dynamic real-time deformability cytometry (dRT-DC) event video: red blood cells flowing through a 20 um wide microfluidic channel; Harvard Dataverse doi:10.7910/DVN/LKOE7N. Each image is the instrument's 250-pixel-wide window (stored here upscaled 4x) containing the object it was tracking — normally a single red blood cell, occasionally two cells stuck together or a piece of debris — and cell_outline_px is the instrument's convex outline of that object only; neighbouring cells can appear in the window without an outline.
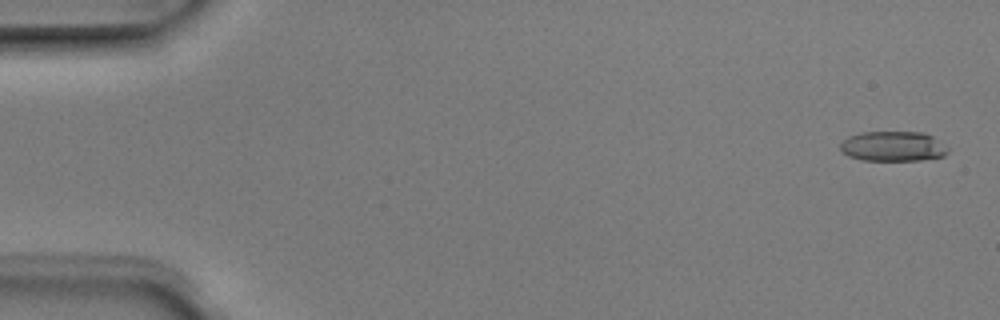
{"species": "Egyptian fruit bat (a non-hibernating species)", "species_latin": "Rousettus aegyptiacus", "temperature_condition": "room temperature", "stored_images_in_passage": 5, "camera_frame_rate_fps": 3000, "um_per_image_px": 0.085, "animal": {"sex": "male"}, "frame": {"image": 1, "passage_image": 1, "time_ms": 0.0, "image_size_px": [1000, 320], "cell_outline_px": [[948, 152], [944, 156], [920, 160], [860, 160], [848, 156], [840, 152], [840, 144], [848, 136], [860, 132], [924, 132], [940, 140], [948, 148]], "centroid_in_image_um": [75.89, 12.43], "position_along_channel_um": 9.1, "area_um2": 19.02}}
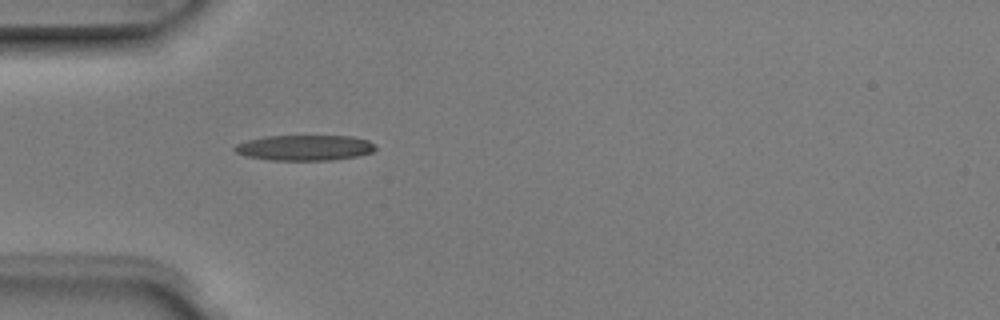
{"frame": {"image": 2, "passage_image": 5, "time_ms": 1.333, "image_size_px": [1000, 320], "cell_outline_px": [[376, 148], [372, 152], [356, 156], [336, 160], [272, 160], [244, 156], [236, 152], [232, 148], [236, 144], [248, 140], [264, 136], [352, 136], [368, 140], [376, 144]], "centroid_in_image_um": [25.9, 12.56], "position_along_channel_um": 59.1, "area_um2": 21.04}}